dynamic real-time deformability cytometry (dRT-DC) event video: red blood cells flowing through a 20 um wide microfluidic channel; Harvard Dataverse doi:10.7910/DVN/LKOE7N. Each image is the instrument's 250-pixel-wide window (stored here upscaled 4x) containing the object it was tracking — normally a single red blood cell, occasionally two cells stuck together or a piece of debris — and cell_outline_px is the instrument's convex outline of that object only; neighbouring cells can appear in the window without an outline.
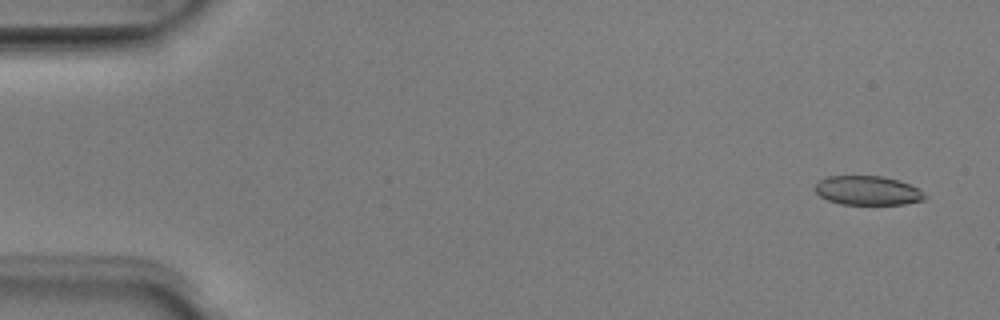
{"species": "Egyptian fruit bat (a non-hibernating species)", "species_latin": "Rousettus aegyptiacus", "temperature_condition": "room temperature", "stored_images_in_passage": 51, "camera_frame_rate_fps": 3000, "um_per_image_px": 0.085, "animal": {"sex": "male"}, "frame": {"image": 1, "passage_image": 3, "time_ms": 0.667, "image_size_px": [1000, 320], "cell_outline_px": [[924, 200], [904, 204], [840, 204], [828, 200], [820, 196], [812, 188], [820, 180], [828, 176], [880, 176], [896, 180], [908, 184], [916, 188], [924, 196]], "centroid_in_image_um": [73.67, 16.2], "position_along_channel_um": 11.3, "area_um2": 18.32}}
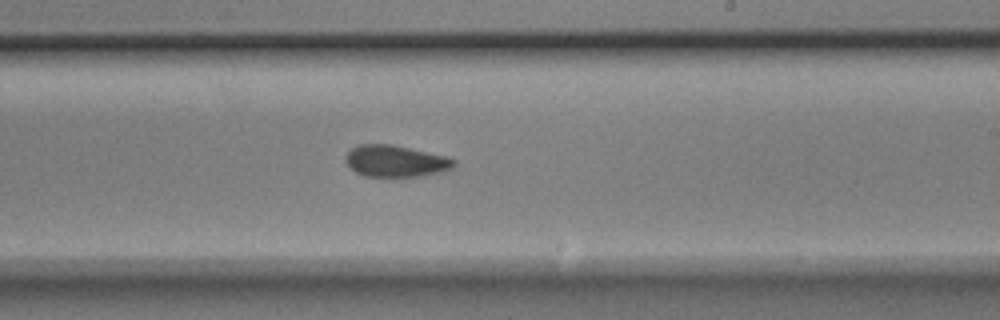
{"frame": {"image": 2, "passage_image": 31, "time_ms": 10.0, "image_size_px": [1000, 320], "cell_outline_px": [[456, 164], [452, 168], [440, 172], [420, 176], [364, 176], [356, 172], [344, 160], [348, 152], [352, 148], [360, 144], [392, 144], [448, 156], [456, 160]], "centroid_in_image_um": [33.65, 13.68], "position_along_channel_um": 255.3, "area_um2": 19.94}}
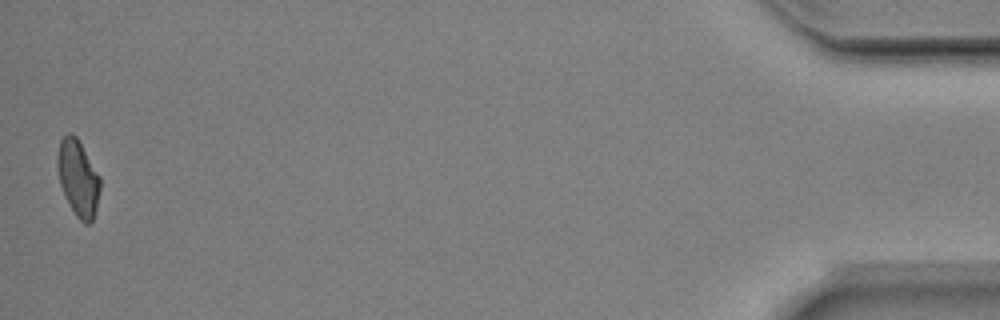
{"frame": {"image": 3, "passage_image": 51, "time_ms": 16.667, "image_size_px": [1000, 320], "cell_outline_px": [[100, 188], [96, 208], [92, 220], [88, 224], [84, 224], [76, 216], [60, 184], [56, 164], [56, 160], [60, 140], [68, 132], [72, 132], [76, 136], [100, 176]], "centroid_in_image_um": [6.63, 15.1], "position_along_channel_um": 428.6, "area_um2": 18.73}, "authors_computed_cell_mechanics": {"area_um2": 19.8832, "velocity_mm_per_s": 3.9782, "shape_relaxation_time_tau1_ms": 6.0767, "shape_relaxation_time_tau2_ms": 5.029, "deformation_change_tau1": 0.1399, "deformation_change_tau2": 0.0889}}